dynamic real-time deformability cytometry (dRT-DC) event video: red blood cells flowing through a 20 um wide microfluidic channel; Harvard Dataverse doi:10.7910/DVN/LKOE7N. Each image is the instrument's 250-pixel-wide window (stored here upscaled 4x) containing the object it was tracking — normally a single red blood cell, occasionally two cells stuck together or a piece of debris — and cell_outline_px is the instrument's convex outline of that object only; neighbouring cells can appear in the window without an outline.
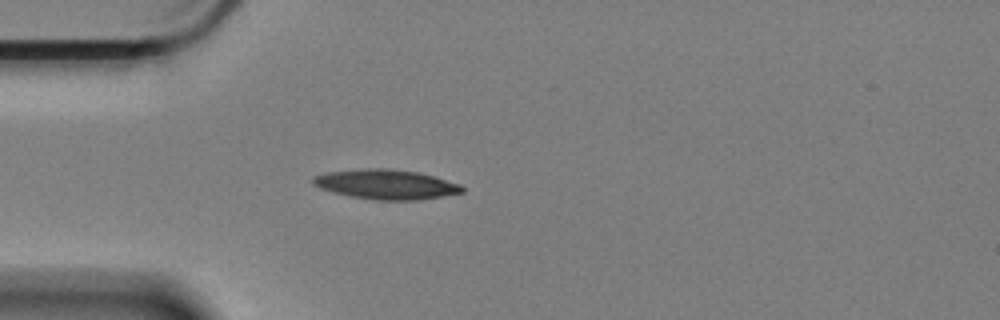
{"species": "Egyptian fruit bat (a non-hibernating species)", "species_latin": "Rousettus aegyptiacus", "temperature_condition": "cold", "stored_images_in_passage": 13, "camera_frame_rate_fps": 3000, "um_per_image_px": 0.085, "animal": {"sex": "female"}, "frame": {"image": 1, "passage_image": 9, "time_ms": 2.667, "image_size_px": [1000, 320], "cell_outline_px": [[464, 192], [420, 200], [376, 200], [352, 196], [320, 188], [312, 184], [312, 176], [328, 172], [368, 168], [388, 168], [416, 172], [432, 176], [460, 184], [464, 188]], "centroid_in_image_um": [32.81, 15.67], "position_along_channel_um": 52.2, "area_um2": 25.55}}